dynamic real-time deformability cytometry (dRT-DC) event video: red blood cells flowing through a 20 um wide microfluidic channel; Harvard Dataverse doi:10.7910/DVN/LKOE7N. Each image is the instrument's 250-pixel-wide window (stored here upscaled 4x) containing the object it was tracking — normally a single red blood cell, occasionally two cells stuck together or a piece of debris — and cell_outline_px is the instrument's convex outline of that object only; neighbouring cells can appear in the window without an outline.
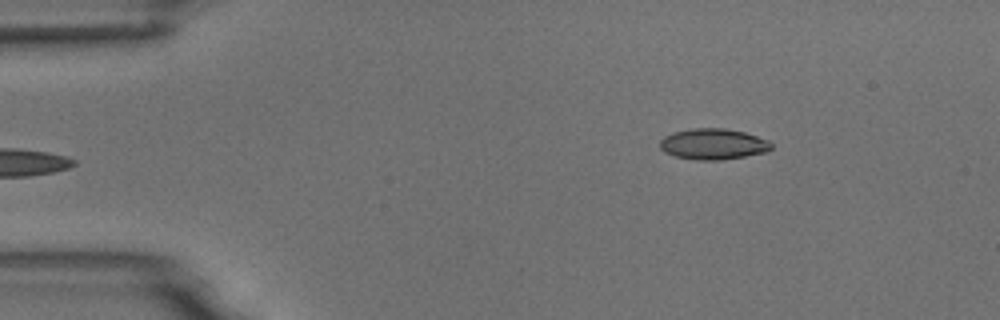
{"species": "common noctule bat (a hibernating species)", "species_latin": "Nyctalus noctula", "temperature_condition": "room temperature", "stored_images_in_passage": 5, "camera_frame_rate_fps": 3000, "um_per_image_px": 0.085, "animal": {"sex": "male", "body_mass_g": 18.8}, "frame": {"image": 1, "passage_image": 5, "time_ms": 5.667, "image_size_px": [1000, 320], "cell_outline_px": [[772, 148], [768, 152], [720, 160], [696, 160], [676, 156], [664, 152], [660, 148], [660, 140], [664, 136], [672, 132], [692, 128], [724, 128], [744, 132], [768, 140], [772, 144]], "centroid_in_image_um": [60.61, 12.24], "position_along_channel_um": 24.4, "area_um2": 20.11}}